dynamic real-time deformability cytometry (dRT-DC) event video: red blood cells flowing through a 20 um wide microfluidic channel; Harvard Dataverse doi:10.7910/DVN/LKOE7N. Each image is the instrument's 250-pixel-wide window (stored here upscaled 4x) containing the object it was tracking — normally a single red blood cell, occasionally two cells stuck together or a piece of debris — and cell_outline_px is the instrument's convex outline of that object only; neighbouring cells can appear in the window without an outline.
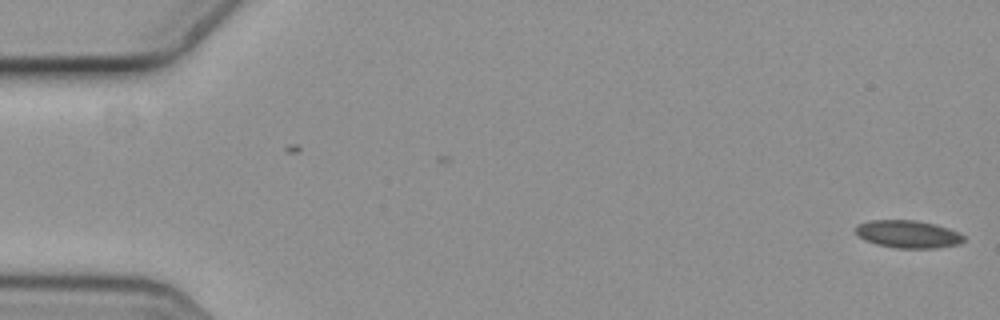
{"species": "common noctule bat (a hibernating species)", "species_latin": "Nyctalus noctula", "temperature_condition": "cold", "stored_images_in_passage": 9, "camera_frame_rate_fps": 3000, "um_per_image_px": 0.085, "animal": {"sex": "female", "body_mass_g": 19.3, "forearm_length_mm": 54.1}, "frame": {"image": 1, "passage_image": 1, "time_ms": 0.0, "image_size_px": [1000, 320], "cell_outline_px": [[964, 240], [960, 244], [936, 248], [896, 248], [876, 244], [864, 240], [856, 236], [856, 224], [868, 220], [916, 220], [936, 224], [960, 232], [964, 236]], "centroid_in_image_um": [77.16, 19.9], "position_along_channel_um": 7.8, "area_um2": 17.69}}
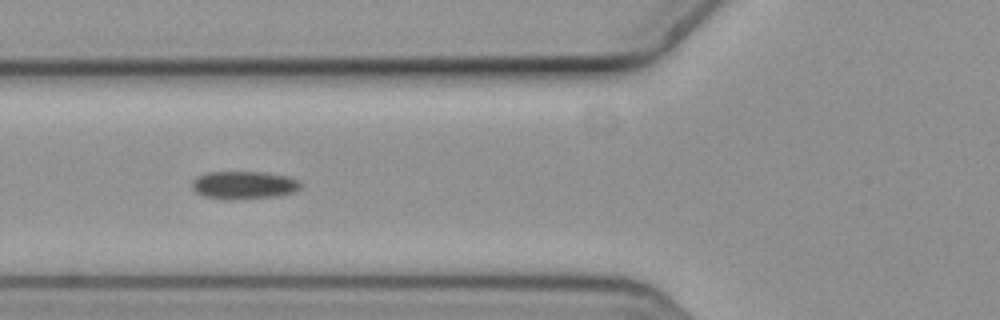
{"frame": {"image": 2, "passage_image": 7, "time_ms": 2.0, "image_size_px": [1000, 320], "cell_outline_px": [[300, 188], [296, 192], [280, 196], [240, 200], [228, 200], [204, 196], [196, 192], [192, 188], [192, 180], [196, 176], [208, 172], [264, 172], [288, 176], [296, 180], [300, 184]], "centroid_in_image_um": [20.72, 15.75], "position_along_channel_um": 105.1, "area_um2": 17.98}}
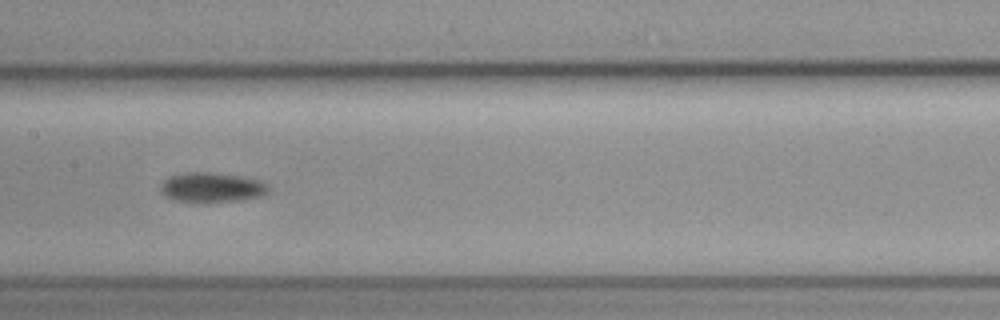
{"frame": {"image": 3, "passage_image": 9, "time_ms": 2.667, "image_size_px": [1000, 320], "cell_outline_px": [[268, 192], [260, 196], [240, 200], [208, 204], [172, 200], [164, 196], [160, 192], [160, 188], [164, 180], [168, 176], [188, 172], [208, 172], [240, 176], [260, 180], [268, 184]], "centroid_in_image_um": [17.96, 15.96], "position_along_channel_um": 189.4, "area_um2": 19.19}}